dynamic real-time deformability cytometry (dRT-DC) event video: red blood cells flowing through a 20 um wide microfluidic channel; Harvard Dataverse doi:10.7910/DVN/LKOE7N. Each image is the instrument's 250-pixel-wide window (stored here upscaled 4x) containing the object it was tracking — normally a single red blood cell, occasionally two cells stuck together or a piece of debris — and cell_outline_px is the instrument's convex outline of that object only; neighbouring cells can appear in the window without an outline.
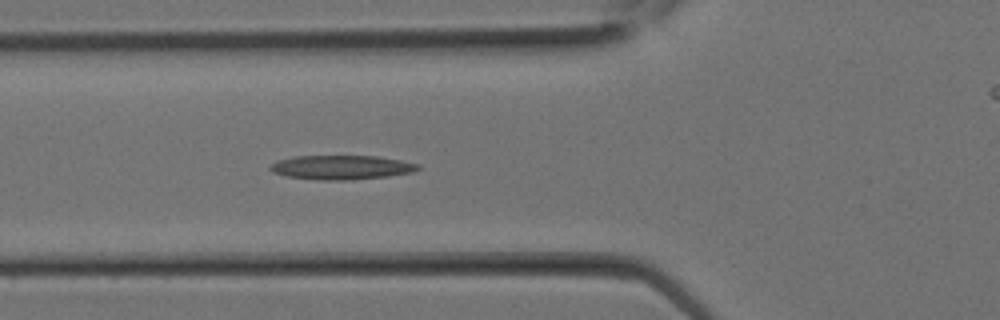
{"species": "Egyptian fruit bat (a non-hibernating species)", "species_latin": "Rousettus aegyptiacus", "temperature_condition": "room temperature", "stored_images_in_passage": 9, "camera_frame_rate_fps": 3000, "um_per_image_px": 0.085, "animal": {"sex": "female"}, "frame": {"image": 1, "passage_image": 9, "time_ms": 2.667, "image_size_px": [1000, 320], "cell_outline_px": [[420, 168], [412, 172], [388, 176], [348, 180], [324, 180], [288, 176], [272, 172], [268, 168], [272, 164], [280, 160], [296, 156], [376, 156], [400, 160], [420, 164]], "centroid_in_image_um": [29.05, 14.22], "position_along_channel_um": 96.7, "area_um2": 20.58}}